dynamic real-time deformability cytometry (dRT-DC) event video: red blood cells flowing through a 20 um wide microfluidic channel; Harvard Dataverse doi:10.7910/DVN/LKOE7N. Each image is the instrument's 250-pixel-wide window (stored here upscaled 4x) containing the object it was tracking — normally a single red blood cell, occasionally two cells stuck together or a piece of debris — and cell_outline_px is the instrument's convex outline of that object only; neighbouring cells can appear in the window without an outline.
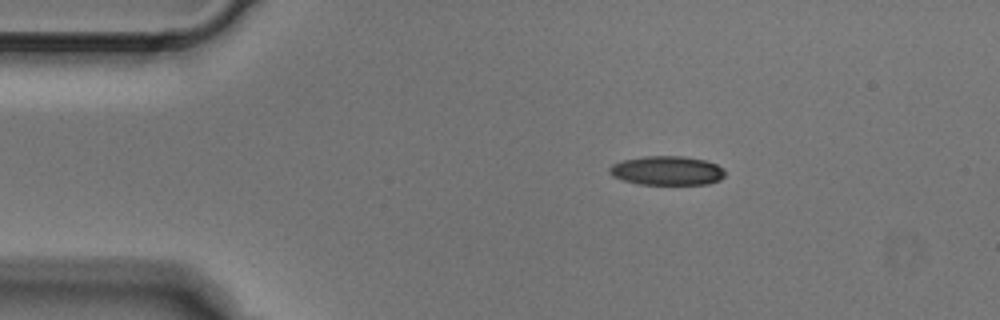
{"species": "Egyptian fruit bat (a non-hibernating species)", "species_latin": "Rousettus aegyptiacus", "temperature_condition": "cold", "stored_images_in_passage": 4, "camera_frame_rate_fps": 3000, "um_per_image_px": 0.085, "animal": {"sex": "male"}, "frame": {"image": 1, "passage_image": 1, "time_ms": 0.0, "image_size_px": [1000, 320], "cell_outline_px": [[724, 176], [720, 180], [708, 184], [640, 184], [624, 180], [612, 176], [608, 172], [608, 168], [612, 164], [624, 160], [644, 156], [684, 156], [704, 160], [716, 164], [724, 172]], "centroid_in_image_um": [56.67, 14.5], "position_along_channel_um": 28.3, "area_um2": 19.48}}
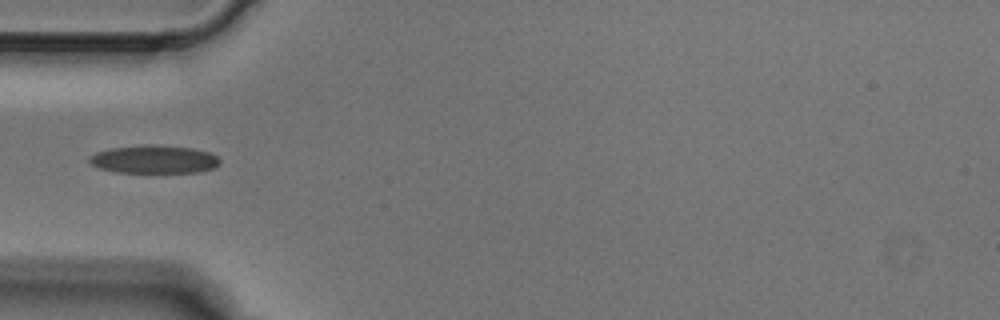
{"frame": {"image": 2, "passage_image": 3, "time_ms": 0.667, "image_size_px": [1000, 320], "cell_outline_px": [[220, 164], [212, 168], [196, 172], [116, 172], [100, 168], [92, 164], [88, 160], [88, 156], [96, 152], [112, 148], [148, 144], [156, 144], [192, 148], [208, 152], [216, 156], [220, 160]], "centroid_in_image_um": [13.08, 13.53], "position_along_channel_um": 71.9, "area_um2": 21.27}}
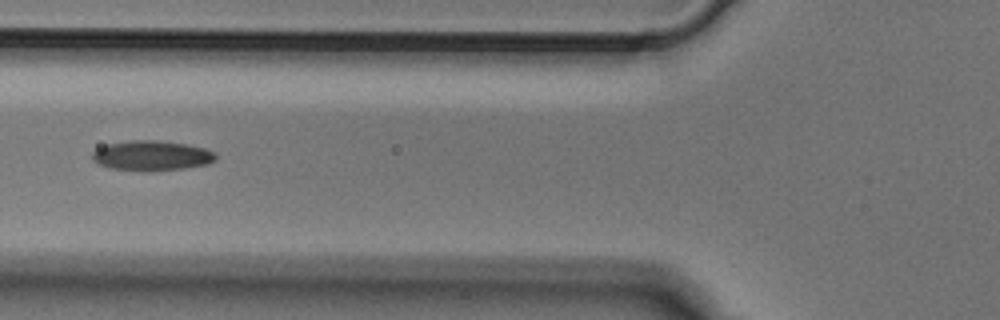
{"frame": {"image": 3, "passage_image": 4, "time_ms": 1.0, "image_size_px": [1000, 320], "cell_outline_px": [[216, 160], [208, 164], [184, 168], [148, 172], [144, 172], [108, 168], [96, 164], [92, 160], [92, 152], [96, 148], [104, 144], [132, 140], [156, 140], [184, 144], [204, 148], [216, 152]], "centroid_in_image_um": [12.84, 13.24], "position_along_channel_um": 113.0, "area_um2": 22.02}}